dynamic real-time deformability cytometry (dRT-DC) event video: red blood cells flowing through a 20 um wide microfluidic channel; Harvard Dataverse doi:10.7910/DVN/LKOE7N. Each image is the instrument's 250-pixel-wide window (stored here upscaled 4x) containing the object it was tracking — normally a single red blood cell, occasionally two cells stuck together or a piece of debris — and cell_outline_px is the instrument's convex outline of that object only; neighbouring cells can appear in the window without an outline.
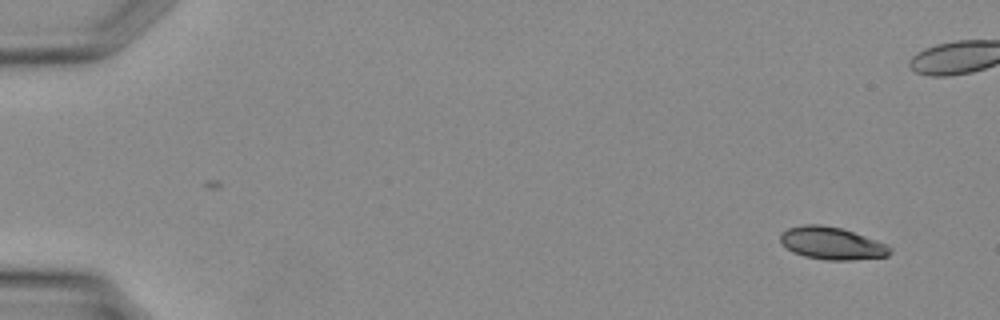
{"species": "Egyptian fruit bat (a non-hibernating species)", "species_latin": "Rousettus aegyptiacus", "temperature_condition": "warm", "stored_images_in_passage": 37, "camera_frame_rate_fps": 3000, "um_per_image_px": 0.085, "animal": {"sex": "female"}, "frame": {"image": 1, "passage_image": 2, "time_ms": 0.333, "image_size_px": [1000, 320], "cell_outline_px": [[892, 252], [888, 256], [852, 260], [824, 260], [804, 256], [792, 252], [780, 240], [780, 232], [788, 228], [804, 224], [820, 224], [840, 228], [876, 240], [892, 248]], "centroid_in_image_um": [70.69, 20.68], "position_along_channel_um": 14.3, "area_um2": 20.63}}
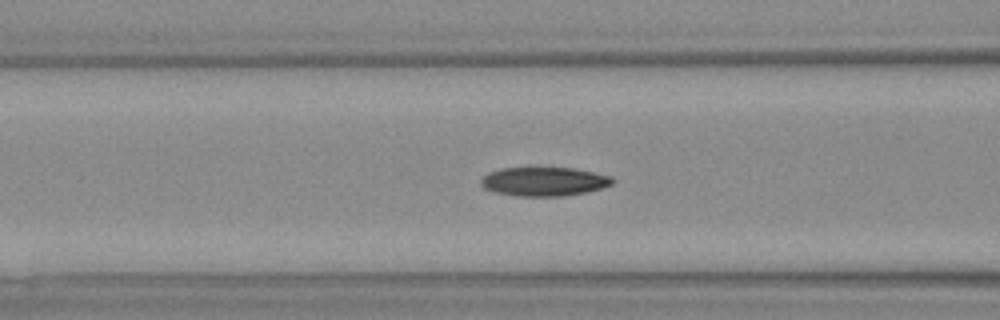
{"frame": {"image": 2, "passage_image": 15, "time_ms": 4.667, "image_size_px": [1000, 320], "cell_outline_px": [[616, 180], [612, 184], [600, 188], [584, 192], [564, 196], [516, 196], [496, 192], [484, 188], [480, 184], [480, 180], [488, 172], [500, 168], [528, 164], [572, 168], [612, 176]], "centroid_in_image_um": [46.18, 15.37], "position_along_channel_um": 120.4, "area_um2": 23.12}}
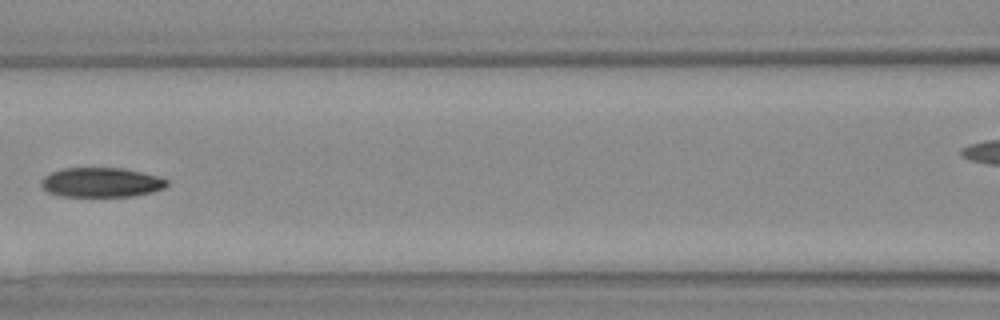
{"frame": {"image": 3, "passage_image": 17, "time_ms": 5.333, "image_size_px": [1000, 320], "cell_outline_px": [[168, 184], [164, 188], [152, 192], [132, 196], [60, 196], [48, 192], [40, 184], [40, 180], [44, 176], [52, 172], [64, 168], [124, 168], [156, 176], [168, 180]], "centroid_in_image_um": [8.59, 15.5], "position_along_channel_um": 158.0, "area_um2": 21.56}}